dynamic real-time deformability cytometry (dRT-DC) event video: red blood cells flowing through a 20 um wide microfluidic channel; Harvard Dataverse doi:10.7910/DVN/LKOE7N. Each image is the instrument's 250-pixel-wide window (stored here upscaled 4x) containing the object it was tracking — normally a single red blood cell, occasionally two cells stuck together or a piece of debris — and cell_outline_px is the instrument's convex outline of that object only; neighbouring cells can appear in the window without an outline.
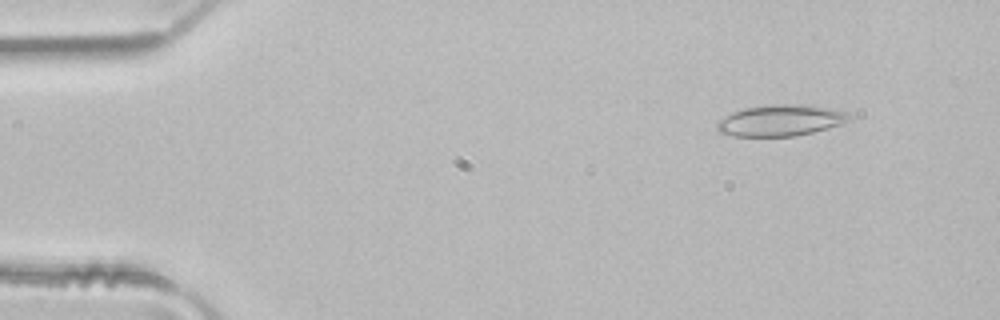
{"species": "common noctule bat (a hibernating species)", "species_latin": "Nyctalus noctula", "temperature_condition": "room temperature", "stored_images_in_passage": 5, "camera_frame_rate_fps": 3000, "um_per_image_px": 0.085, "animal": {"sex": "male", "body_mass_g": 21.5, "forearm_length_mm": 52.0}, "frame": {"image": 1, "passage_image": 2, "time_ms": 0.333, "image_size_px": [1000, 320], "cell_outline_px": [[856, 116], [852, 120], [828, 128], [796, 136], [732, 136], [720, 132], [716, 128], [716, 124], [720, 120], [732, 112], [744, 108], [768, 104], [808, 104], [848, 112]], "centroid_in_image_um": [66.41, 10.22], "position_along_channel_um": 18.6, "area_um2": 24.33}}
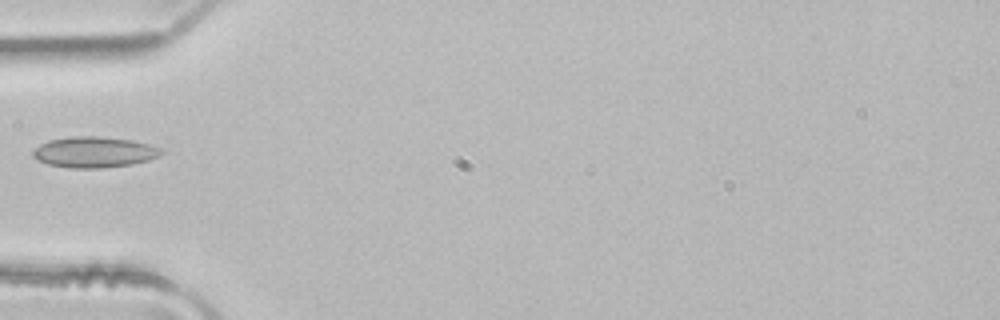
{"frame": {"image": 2, "passage_image": 5, "time_ms": 1.333, "image_size_px": [1000, 320], "cell_outline_px": [[164, 152], [160, 156], [148, 160], [132, 164], [100, 168], [68, 168], [48, 164], [36, 160], [32, 156], [32, 152], [40, 144], [48, 140], [72, 136], [96, 136], [132, 140], [148, 144], [160, 148]], "centroid_in_image_um": [7.98, 12.93], "position_along_channel_um": 77.0, "area_um2": 23.12}}